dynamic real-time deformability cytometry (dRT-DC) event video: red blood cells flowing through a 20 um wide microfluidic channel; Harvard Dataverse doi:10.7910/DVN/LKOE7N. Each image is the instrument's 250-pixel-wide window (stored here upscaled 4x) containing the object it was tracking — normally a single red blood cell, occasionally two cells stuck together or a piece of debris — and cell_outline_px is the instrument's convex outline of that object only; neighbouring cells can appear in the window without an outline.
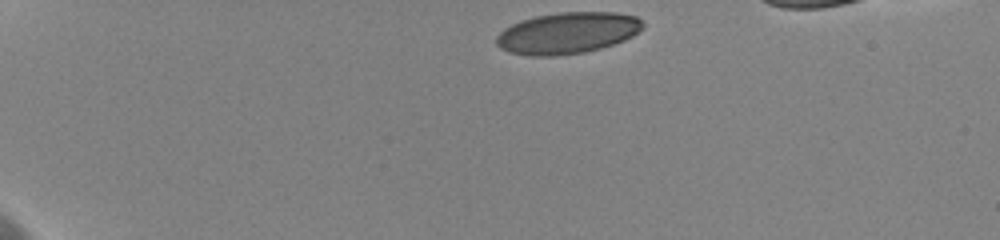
{"species": "human", "species_latin": "Homo sapiens", "temperature_condition": "cold", "stored_images_in_passage": 28, "camera_frame_rate_fps": 3000, "um_per_image_px": 0.085, "donor": {"sex": "female"}, "frame": {"image": 1, "passage_image": 1, "time_ms": 0.0, "image_size_px": [1000, 240], "cell_outline_px": [[644, 28], [632, 36], [624, 40], [600, 48], [584, 52], [556, 56], [528, 56], [508, 52], [500, 48], [496, 44], [496, 36], [504, 28], [512, 24], [536, 16], [560, 12], [616, 12], [636, 16], [644, 24]], "centroid_in_image_um": [48.23, 2.81], "position_along_channel_um": 36.8, "area_um2": 35.37}}